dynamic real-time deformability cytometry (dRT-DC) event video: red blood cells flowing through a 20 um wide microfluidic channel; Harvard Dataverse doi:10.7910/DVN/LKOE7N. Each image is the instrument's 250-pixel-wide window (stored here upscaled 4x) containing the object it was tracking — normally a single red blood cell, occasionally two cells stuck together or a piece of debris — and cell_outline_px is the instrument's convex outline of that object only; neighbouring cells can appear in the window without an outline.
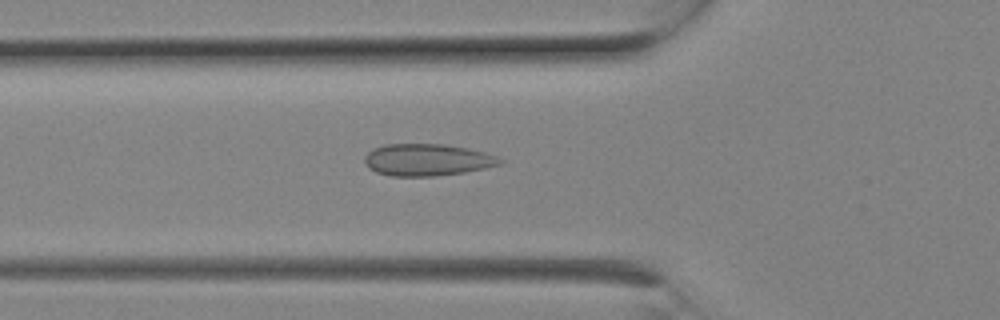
{"species": "Egyptian fruit bat (a non-hibernating species)", "species_latin": "Rousettus aegyptiacus", "temperature_condition": "room temperature", "stored_images_in_passage": 2, "camera_frame_rate_fps": 3000, "um_per_image_px": 0.085, "animal": {"sex": "female"}, "frame": {"image": 1, "passage_image": 2, "time_ms": 0.333, "image_size_px": [1000, 320], "cell_outline_px": [[504, 160], [500, 164], [484, 168], [464, 172], [436, 176], [392, 176], [376, 172], [368, 168], [364, 164], [364, 156], [372, 148], [384, 144], [444, 144], [468, 148], [484, 152], [496, 156]], "centroid_in_image_um": [36.27, 13.58], "position_along_channel_um": 89.5, "area_um2": 25.32}}